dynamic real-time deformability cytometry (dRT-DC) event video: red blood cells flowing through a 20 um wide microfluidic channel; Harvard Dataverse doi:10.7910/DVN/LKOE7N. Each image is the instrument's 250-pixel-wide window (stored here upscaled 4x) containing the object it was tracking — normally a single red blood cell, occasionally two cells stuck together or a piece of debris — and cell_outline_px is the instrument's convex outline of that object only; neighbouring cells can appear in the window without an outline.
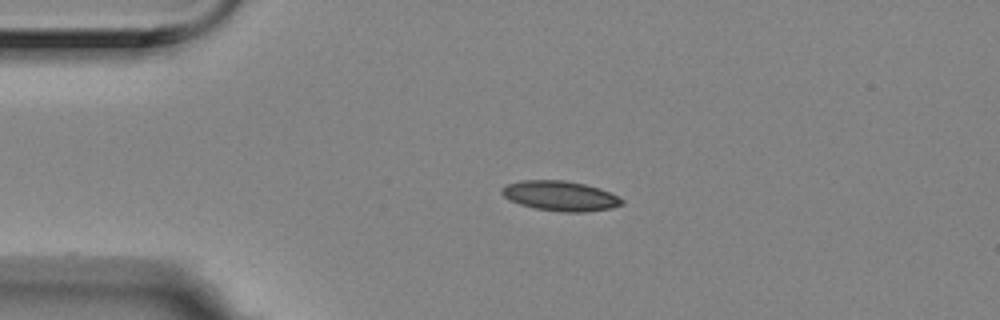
{"species": "Egyptian fruit bat (a non-hibernating species)", "species_latin": "Rousettus aegyptiacus", "temperature_condition": "room temperature", "stored_images_in_passage": 3, "camera_frame_rate_fps": 3000, "um_per_image_px": 0.085, "animal": {"sex": "female"}, "frame": {"image": 1, "passage_image": 1, "time_ms": 0.0, "image_size_px": [1000, 320], "cell_outline_px": [[624, 204], [612, 208], [584, 212], [564, 212], [536, 208], [520, 204], [504, 196], [500, 192], [500, 188], [508, 184], [520, 180], [564, 180], [584, 184], [600, 188], [624, 200]], "centroid_in_image_um": [47.62, 16.64], "position_along_channel_um": 37.4, "area_um2": 20.81}}
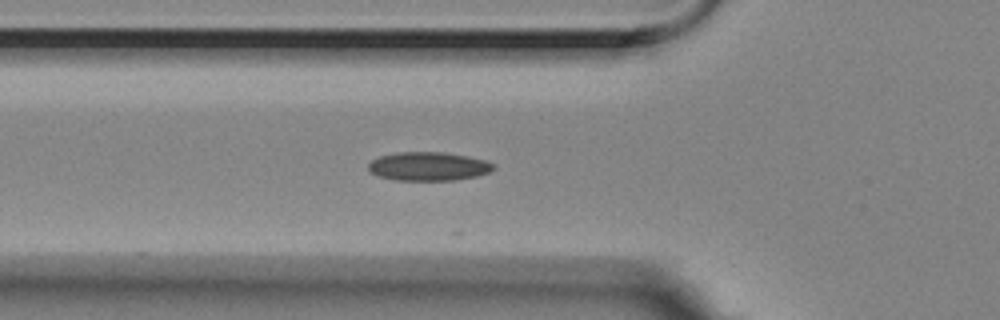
{"frame": {"image": 2, "passage_image": 3, "time_ms": 0.667, "image_size_px": [1000, 320], "cell_outline_px": [[496, 168], [488, 172], [476, 176], [456, 180], [396, 180], [380, 176], [372, 172], [368, 168], [368, 164], [372, 160], [380, 156], [396, 152], [444, 152], [468, 156], [484, 160], [496, 164]], "centroid_in_image_um": [36.45, 14.13], "position_along_channel_um": 89.4, "area_um2": 20.87}}